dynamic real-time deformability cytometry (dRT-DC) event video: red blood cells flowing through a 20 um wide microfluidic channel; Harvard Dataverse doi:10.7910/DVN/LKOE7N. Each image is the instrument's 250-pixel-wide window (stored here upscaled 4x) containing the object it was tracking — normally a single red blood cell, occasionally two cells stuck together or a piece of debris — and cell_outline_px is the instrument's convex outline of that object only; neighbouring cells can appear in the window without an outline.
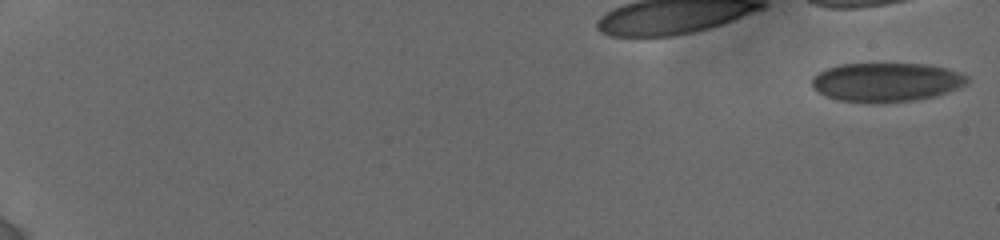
{"species": "human", "species_latin": "Homo sapiens", "temperature_condition": "cold", "stored_images_in_passage": 18, "camera_frame_rate_fps": 3000, "um_per_image_px": 0.085, "donor": {"sex": "female"}, "frame": {"image": 1, "passage_image": 1, "time_ms": 0.0, "image_size_px": [1000, 240], "cell_outline_px": [[968, 84], [936, 96], [912, 100], [836, 100], [824, 96], [816, 92], [812, 88], [812, 76], [828, 68], [840, 64], [924, 64], [944, 68], [960, 72], [968, 76]], "centroid_in_image_um": [75.33, 6.95], "position_along_channel_um": 9.7, "area_um2": 34.45}}